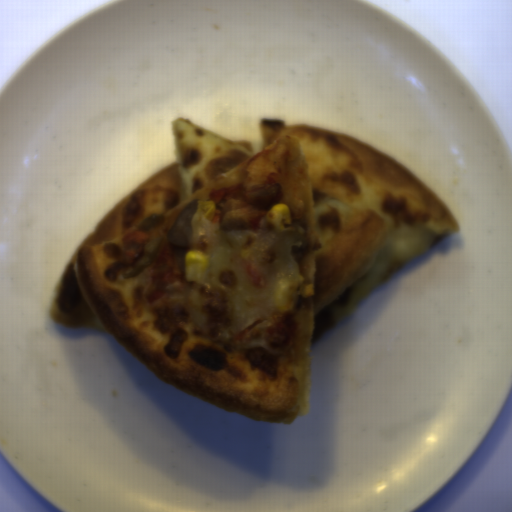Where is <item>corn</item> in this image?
<instances>
[{
    "mask_svg": "<svg viewBox=\"0 0 512 512\" xmlns=\"http://www.w3.org/2000/svg\"><path fill=\"white\" fill-rule=\"evenodd\" d=\"M298 287L297 280L292 278L279 280L274 289L276 308L289 312L294 311Z\"/></svg>",
    "mask_w": 512,
    "mask_h": 512,
    "instance_id": "51d56268",
    "label": "corn"
},
{
    "mask_svg": "<svg viewBox=\"0 0 512 512\" xmlns=\"http://www.w3.org/2000/svg\"><path fill=\"white\" fill-rule=\"evenodd\" d=\"M210 261L203 253L189 250L185 255L184 269L187 282H201L205 279Z\"/></svg>",
    "mask_w": 512,
    "mask_h": 512,
    "instance_id": "f1292c28",
    "label": "corn"
},
{
    "mask_svg": "<svg viewBox=\"0 0 512 512\" xmlns=\"http://www.w3.org/2000/svg\"><path fill=\"white\" fill-rule=\"evenodd\" d=\"M268 218L277 229H286L292 223L290 209L286 203L274 204L268 213Z\"/></svg>",
    "mask_w": 512,
    "mask_h": 512,
    "instance_id": "5cfa1b94",
    "label": "corn"
},
{
    "mask_svg": "<svg viewBox=\"0 0 512 512\" xmlns=\"http://www.w3.org/2000/svg\"><path fill=\"white\" fill-rule=\"evenodd\" d=\"M217 207L214 200H199L197 201V209L194 213V218L197 221L210 222L213 220Z\"/></svg>",
    "mask_w": 512,
    "mask_h": 512,
    "instance_id": "cfcad685",
    "label": "corn"
}]
</instances>
